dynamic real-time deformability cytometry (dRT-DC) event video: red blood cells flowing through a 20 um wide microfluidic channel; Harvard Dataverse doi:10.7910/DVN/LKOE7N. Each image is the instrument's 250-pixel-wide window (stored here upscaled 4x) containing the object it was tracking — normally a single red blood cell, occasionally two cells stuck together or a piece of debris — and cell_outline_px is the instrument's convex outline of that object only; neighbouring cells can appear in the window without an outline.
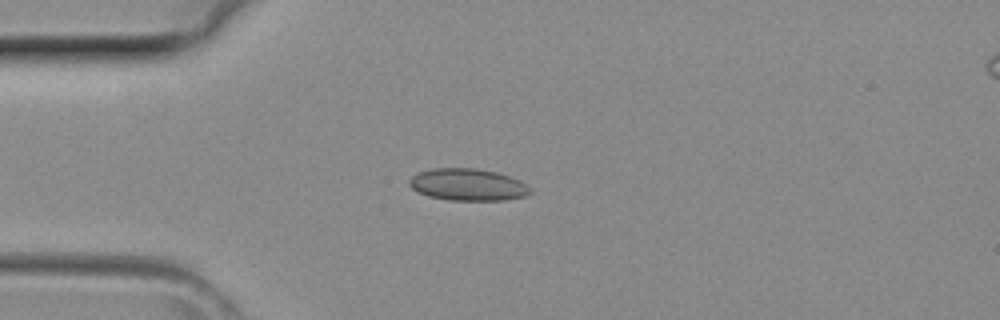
{"species": "common noctule bat (a hibernating species)", "species_latin": "Nyctalus noctula", "temperature_condition": "room temperature", "stored_images_in_passage": 3, "camera_frame_rate_fps": 3000, "um_per_image_px": 0.085, "animal": {"sex": "female", "body_mass_g": 29.2, "forearm_length_mm": 56.3}, "frame": {"image": 1, "passage_image": 2, "time_ms": 0.333, "image_size_px": [1000, 320], "cell_outline_px": [[532, 192], [524, 196], [504, 200], [448, 200], [428, 196], [412, 188], [408, 184], [408, 180], [412, 176], [420, 172], [432, 168], [476, 168], [496, 172], [520, 180]], "centroid_in_image_um": [39.73, 15.69], "position_along_channel_um": 45.3, "area_um2": 22.37}}
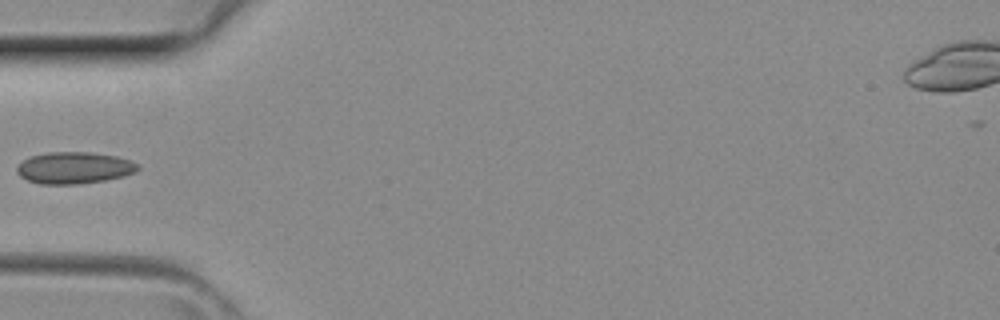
{"frame": {"image": 2, "passage_image": 3, "time_ms": 0.667, "image_size_px": [1000, 320], "cell_outline_px": [[140, 168], [136, 172], [124, 176], [104, 180], [80, 184], [40, 184], [28, 180], [20, 176], [16, 172], [16, 168], [24, 160], [32, 156], [48, 152], [92, 152], [116, 156], [132, 160], [140, 164]], "centroid_in_image_um": [6.35, 14.26], "position_along_channel_um": 78.6, "area_um2": 22.48}}